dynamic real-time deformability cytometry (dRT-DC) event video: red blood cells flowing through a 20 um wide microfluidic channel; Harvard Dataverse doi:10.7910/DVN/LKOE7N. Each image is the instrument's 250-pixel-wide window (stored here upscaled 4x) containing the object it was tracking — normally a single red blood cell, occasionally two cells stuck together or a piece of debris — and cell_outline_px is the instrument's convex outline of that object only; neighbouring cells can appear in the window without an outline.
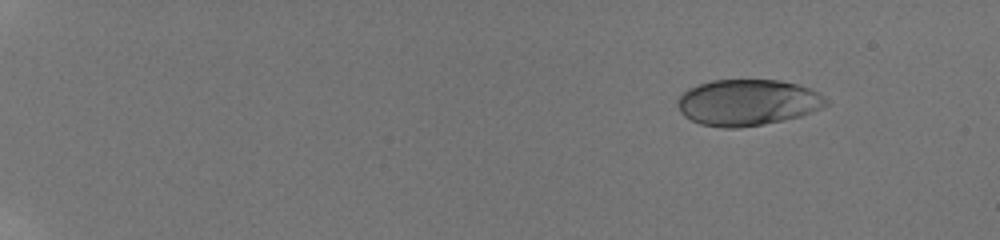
{"species": "human", "species_latin": "Homo sapiens", "temperature_condition": "room temperature", "stored_images_in_passage": 23, "camera_frame_rate_fps": 3000, "um_per_image_px": 0.085, "donor": {"sex": "male"}, "frame": {"image": 1, "passage_image": 1, "time_ms": 0.0, "image_size_px": [1000, 240], "cell_outline_px": [[828, 104], [812, 112], [800, 116], [784, 120], [764, 124], [736, 128], [724, 128], [700, 124], [684, 116], [680, 112], [676, 104], [676, 100], [688, 88], [712, 80], [780, 80], [796, 84], [808, 88], [824, 96], [828, 100]], "centroid_in_image_um": [63.52, 8.71], "position_along_channel_um": 21.5, "area_um2": 39.94}}
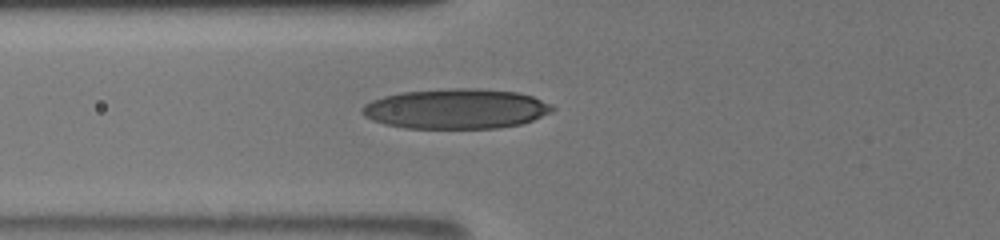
{"frame": {"image": 2, "passage_image": 12, "time_ms": 6.0, "image_size_px": [1000, 240], "cell_outline_px": [[556, 108], [552, 112], [532, 120], [520, 124], [496, 128], [404, 128], [384, 124], [372, 120], [364, 116], [360, 112], [360, 108], [364, 104], [372, 100], [384, 96], [400, 92], [444, 88], [480, 88], [520, 92], [532, 96], [552, 104]], "centroid_in_image_um": [38.75, 9.23], "position_along_channel_um": 87.0, "area_um2": 44.85}}
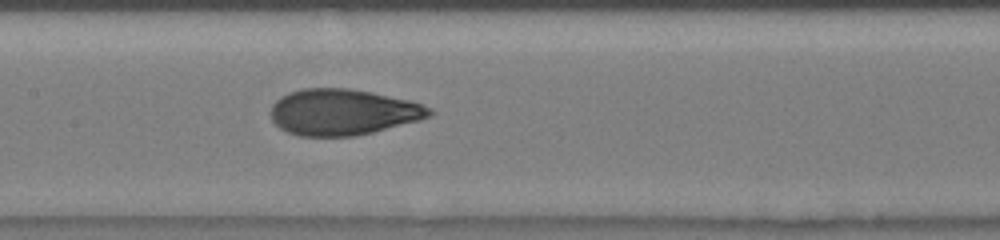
{"frame": {"image": 3, "passage_image": 17, "time_ms": 8.333, "image_size_px": [1000, 240], "cell_outline_px": [[436, 112], [432, 116], [420, 120], [372, 132], [352, 136], [300, 136], [288, 132], [280, 128], [272, 120], [268, 112], [272, 104], [280, 96], [288, 92], [300, 88], [348, 88], [372, 92], [408, 100], [432, 108]], "centroid_in_image_um": [29.12, 9.52], "position_along_channel_um": 178.3, "area_um2": 42.89}}